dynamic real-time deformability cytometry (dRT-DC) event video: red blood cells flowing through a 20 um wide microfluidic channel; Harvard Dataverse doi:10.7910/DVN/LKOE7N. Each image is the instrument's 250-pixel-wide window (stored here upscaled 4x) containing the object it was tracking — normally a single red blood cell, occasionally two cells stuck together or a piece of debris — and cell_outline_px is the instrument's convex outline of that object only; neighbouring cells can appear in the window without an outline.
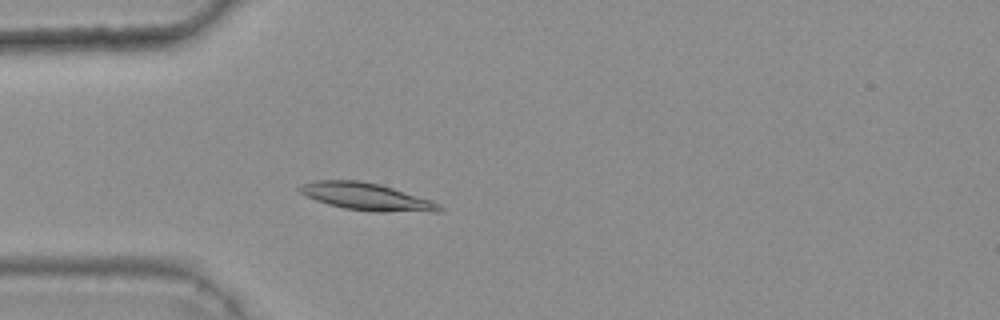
{"species": "common noctule bat (a hibernating species)", "species_latin": "Nyctalus noctula", "temperature_condition": "warm", "stored_images_in_passage": 43, "camera_frame_rate_fps": 3000, "um_per_image_px": 0.085, "animal": {"sex": "female", "body_mass_g": 25.1}, "frame": {"image": 1, "passage_image": 13, "time_ms": 4.0, "image_size_px": [1000, 320], "cell_outline_px": [[444, 208], [440, 212], [380, 212], [344, 208], [328, 204], [316, 200], [300, 192], [296, 188], [300, 184], [312, 180], [360, 180], [380, 184], [432, 200], [440, 204]], "centroid_in_image_um": [31.17, 16.71], "position_along_channel_um": 53.8, "area_um2": 22.43}}
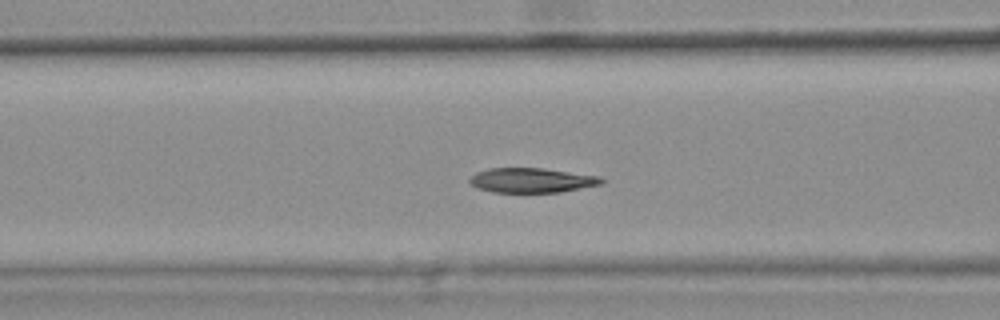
{"frame": {"image": 2, "passage_image": 19, "time_ms": 6.0, "image_size_px": [1000, 320], "cell_outline_px": [[604, 184], [560, 192], [492, 192], [476, 188], [468, 180], [476, 172], [488, 168], [544, 168], [600, 176], [604, 180]], "centroid_in_image_um": [45.21, 15.32], "position_along_channel_um": 121.4, "area_um2": 19.07}}
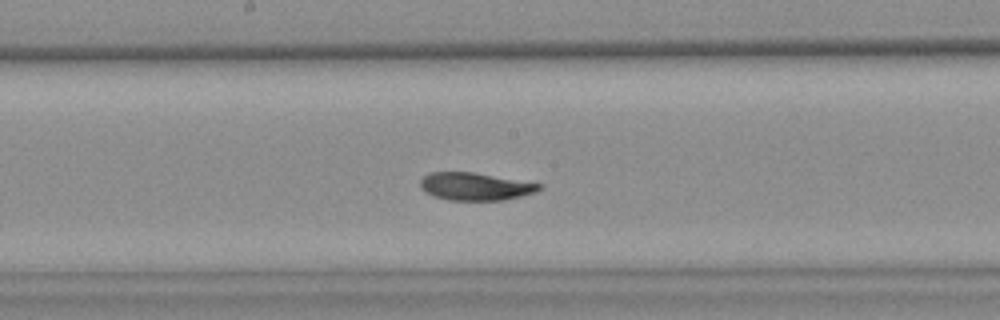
{"frame": {"image": 3, "passage_image": 26, "time_ms": 8.333, "image_size_px": [1000, 320], "cell_outline_px": [[544, 184], [536, 192], [504, 200], [448, 200], [432, 196], [424, 192], [420, 188], [420, 180], [428, 172], [472, 172]], "centroid_in_image_um": [40.36, 15.85], "position_along_channel_um": 207.8, "area_um2": 19.25}, "authors_computed_cell_mechanics": {"area_um2": 20.3456, "velocity_mm_per_s": 3.7135, "shape_relaxation_time_tau1_ms": 6.983, "shape_relaxation_time_tau2_ms": 2.0306, "deformation_change_tau1": 0.1619, "deformation_change_tau2": 0.0534}}